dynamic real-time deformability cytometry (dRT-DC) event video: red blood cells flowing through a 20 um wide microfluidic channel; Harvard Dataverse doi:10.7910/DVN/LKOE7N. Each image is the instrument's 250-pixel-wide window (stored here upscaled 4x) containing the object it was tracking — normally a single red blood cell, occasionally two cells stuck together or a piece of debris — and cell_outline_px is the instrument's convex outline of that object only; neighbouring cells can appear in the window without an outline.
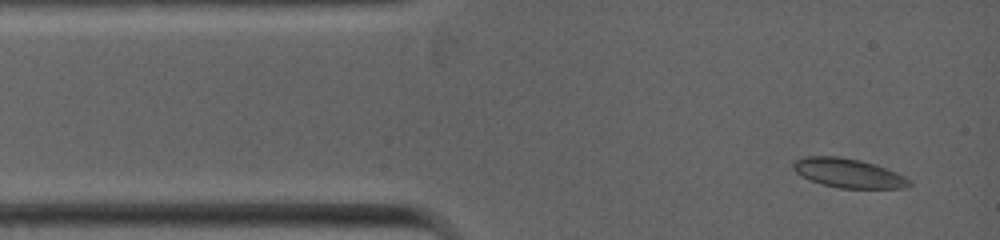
{"species": "common noctule bat (a hibernating species)", "species_latin": "Nyctalus noctula", "temperature_condition": "warm", "stored_images_in_passage": 43, "camera_frame_rate_fps": 5000, "um_per_image_px": 0.085, "animal": {"sex": "female", "body_mass_g": 19.0, "forearm_length_mm": 53.3}, "frame": {"image": 1, "passage_image": 2, "time_ms": 0.2, "image_size_px": [1000, 240], "cell_outline_px": [[912, 184], [908, 188], [840, 188], [824, 184], [800, 176], [792, 168], [792, 160], [804, 156], [840, 156], [860, 160], [876, 164], [896, 172], [912, 180]], "centroid_in_image_um": [72.11, 14.7], "position_along_channel_um": 12.9, "area_um2": 19.94}}
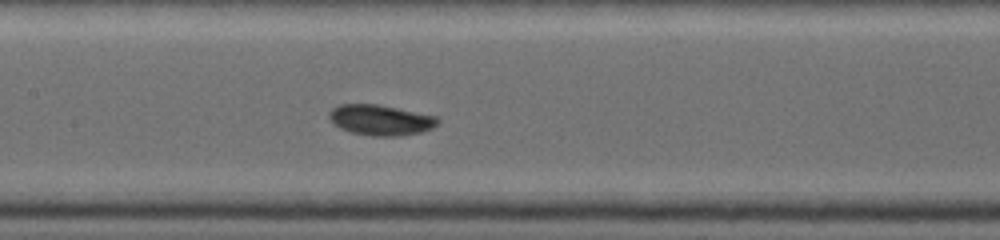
{"frame": {"image": 2, "passage_image": 20, "time_ms": 4.4, "image_size_px": [1000, 240], "cell_outline_px": [[440, 120], [432, 128], [420, 132], [400, 136], [372, 136], [352, 132], [340, 128], [332, 124], [328, 116], [328, 112], [332, 108], [340, 104], [376, 104], [436, 116]], "centroid_in_image_um": [32.3, 10.2], "position_along_channel_um": 175.1, "area_um2": 19.25}}
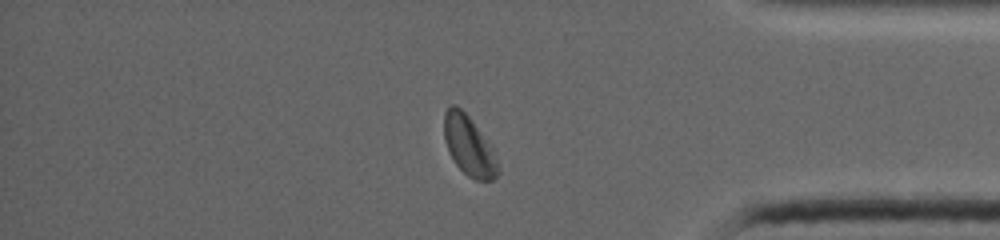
{"frame": {"image": 3, "passage_image": 37, "time_ms": 9.2, "image_size_px": [1000, 240], "cell_outline_px": [[500, 172], [492, 180], [476, 180], [468, 176], [456, 164], [444, 140], [444, 112], [452, 104], [456, 104], [472, 120], [492, 148], [496, 156]], "centroid_in_image_um": [39.86, 12.39], "position_along_channel_um": 395.3, "area_um2": 18.5}}